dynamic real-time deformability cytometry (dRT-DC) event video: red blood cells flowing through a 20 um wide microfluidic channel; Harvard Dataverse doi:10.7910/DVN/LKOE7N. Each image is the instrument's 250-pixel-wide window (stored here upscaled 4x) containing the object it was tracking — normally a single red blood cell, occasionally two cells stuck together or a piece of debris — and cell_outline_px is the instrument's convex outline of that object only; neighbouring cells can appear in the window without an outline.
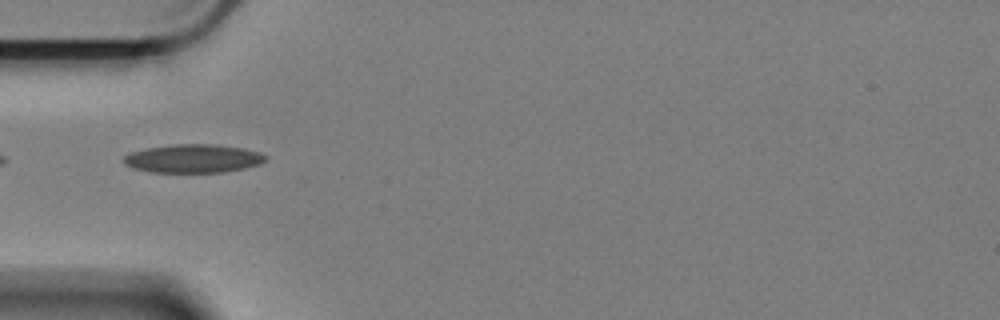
{"species": "Egyptian fruit bat (a non-hibernating species)", "species_latin": "Rousettus aegyptiacus", "temperature_condition": "cold", "stored_images_in_passage": 15, "camera_frame_rate_fps": 3000, "um_per_image_px": 0.085, "animal": {"sex": "female"}, "frame": {"image": 1, "passage_image": 1, "time_ms": 0.0, "image_size_px": [1000, 320], "cell_outline_px": [[268, 160], [260, 164], [244, 168], [224, 172], [152, 172], [132, 168], [124, 164], [120, 160], [128, 152], [148, 148], [176, 144], [216, 144], [244, 148], [260, 152], [268, 156]], "centroid_in_image_um": [16.42, 13.47], "position_along_channel_um": 68.6, "area_um2": 23.81}}
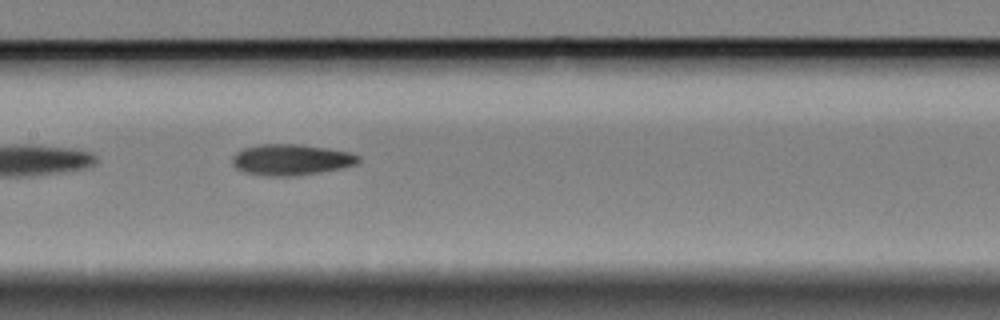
{"frame": {"image": 2, "passage_image": 11, "time_ms": 3.333, "image_size_px": [1000, 320], "cell_outline_px": [[360, 160], [356, 164], [340, 168], [296, 176], [268, 176], [244, 172], [236, 168], [232, 164], [232, 156], [236, 152], [244, 148], [260, 144], [300, 144], [328, 148], [348, 152], [360, 156]], "centroid_in_image_um": [24.72, 13.57], "position_along_channel_um": 182.7, "area_um2": 22.77}}